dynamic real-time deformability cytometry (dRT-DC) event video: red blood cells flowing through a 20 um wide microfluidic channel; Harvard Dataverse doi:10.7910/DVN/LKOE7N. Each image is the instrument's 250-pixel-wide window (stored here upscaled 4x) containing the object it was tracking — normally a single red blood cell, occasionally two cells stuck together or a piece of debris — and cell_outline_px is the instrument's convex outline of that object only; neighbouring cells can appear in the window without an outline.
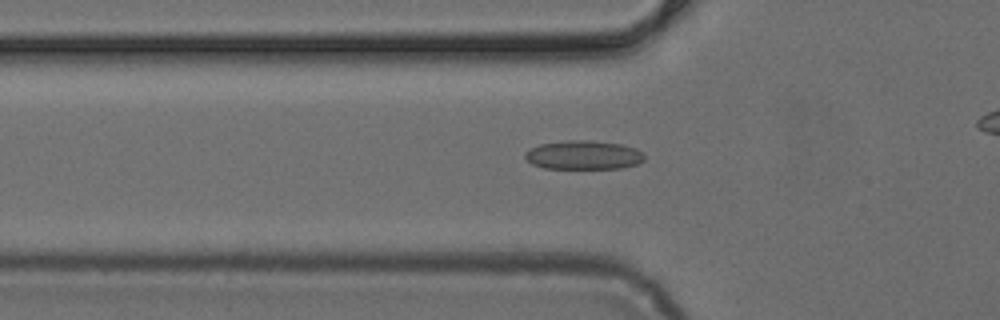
{"species": "common noctule bat (a hibernating species)", "species_latin": "Nyctalus noctula", "temperature_condition": "cold", "stored_images_in_passage": 32, "camera_frame_rate_fps": 3000, "um_per_image_px": 0.085, "animal": {"sex": "female", "body_mass_g": 24.6, "forearm_length_mm": 56.2}, "frame": {"image": 1, "passage_image": 6, "time_ms": 1.667, "image_size_px": [1000, 320], "cell_outline_px": [[644, 160], [636, 164], [624, 168], [544, 168], [532, 164], [524, 156], [524, 152], [540, 144], [568, 140], [592, 140], [620, 144], [636, 148], [644, 152]], "centroid_in_image_um": [49.62, 13.17], "position_along_channel_um": 76.2, "area_um2": 20.11}}
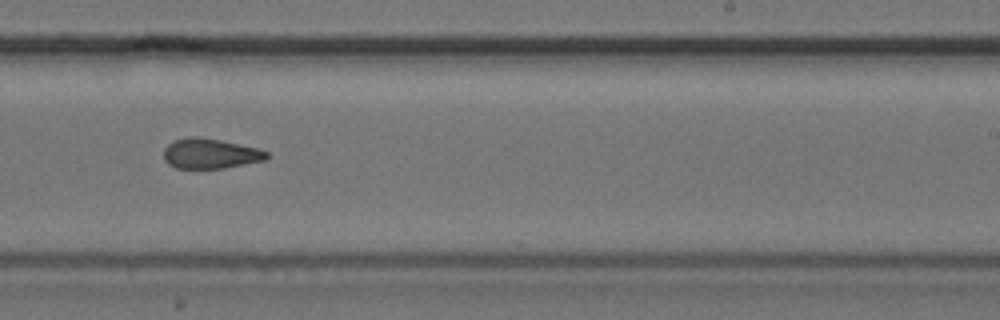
{"frame": {"image": 2, "passage_image": 20, "time_ms": 6.333, "image_size_px": [1000, 320], "cell_outline_px": [[268, 156], [264, 160], [224, 168], [176, 168], [168, 164], [164, 160], [164, 148], [168, 144], [176, 140], [188, 136], [196, 136], [220, 140], [256, 148], [268, 152]], "centroid_in_image_um": [17.83, 13.05], "position_along_channel_um": 271.2, "area_um2": 17.86}}
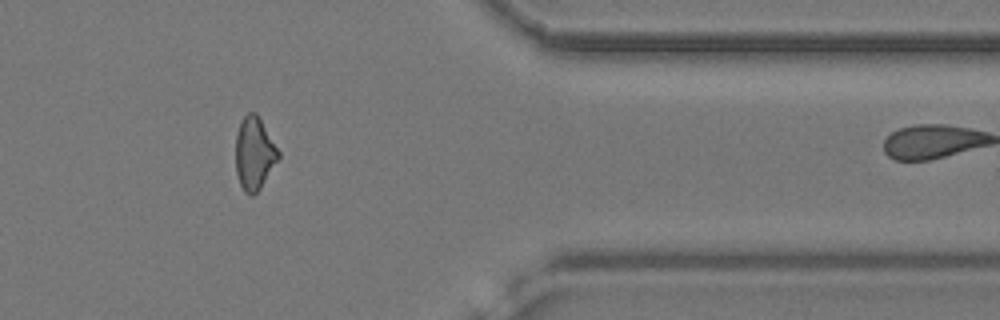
{"frame": {"image": 3, "passage_image": 30, "time_ms": 9.667, "image_size_px": [1000, 320], "cell_outline_px": [[280, 156], [260, 188], [252, 196], [248, 196], [244, 192], [240, 184], [236, 172], [236, 136], [240, 124], [244, 116], [248, 112], [256, 112], [280, 152]], "centroid_in_image_um": [21.61, 13.05], "position_along_channel_um": 389.8, "area_um2": 17.92}}